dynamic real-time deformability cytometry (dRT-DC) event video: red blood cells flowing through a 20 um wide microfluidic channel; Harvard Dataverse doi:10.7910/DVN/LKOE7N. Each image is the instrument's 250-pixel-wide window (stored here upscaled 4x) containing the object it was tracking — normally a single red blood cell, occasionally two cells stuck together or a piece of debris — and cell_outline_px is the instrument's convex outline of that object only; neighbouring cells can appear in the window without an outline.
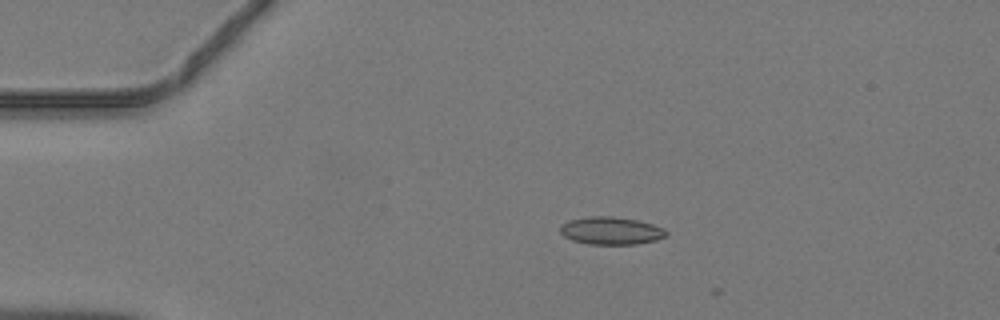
{"species": "common noctule bat (a hibernating species)", "species_latin": "Nyctalus noctula", "temperature_condition": "warm", "stored_images_in_passage": 8, "camera_frame_rate_fps": 3000, "um_per_image_px": 0.085, "animal": {"sex": "male", "body_mass_g": 19.2, "forearm_length_mm": 51.8}, "frame": {"image": 1, "passage_image": 2, "time_ms": 0.333, "image_size_px": [1000, 320], "cell_outline_px": [[668, 236], [656, 240], [636, 244], [588, 244], [572, 240], [564, 236], [560, 232], [560, 224], [568, 220], [588, 216], [612, 216], [636, 220], [652, 224], [664, 228], [668, 232]], "centroid_in_image_um": [51.93, 19.61], "position_along_channel_um": 33.1, "area_um2": 17.22}}